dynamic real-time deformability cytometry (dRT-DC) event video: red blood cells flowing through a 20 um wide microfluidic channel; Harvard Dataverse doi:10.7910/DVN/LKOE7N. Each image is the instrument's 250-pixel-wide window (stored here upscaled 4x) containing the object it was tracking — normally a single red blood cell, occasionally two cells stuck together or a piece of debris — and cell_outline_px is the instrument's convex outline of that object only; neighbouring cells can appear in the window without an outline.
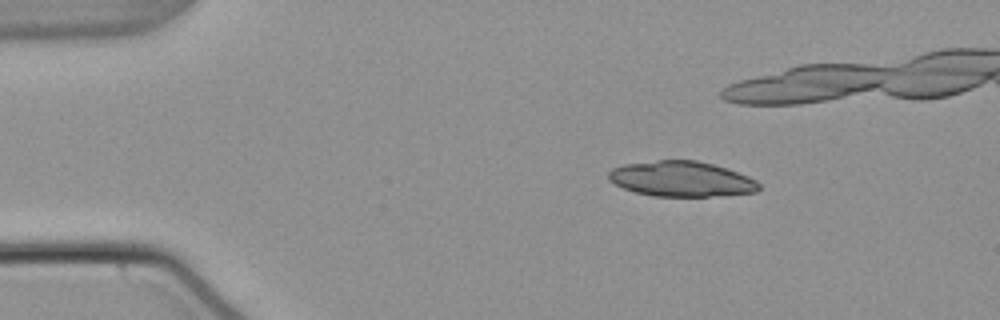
{"species": "common noctule bat (a hibernating species)", "species_latin": "Nyctalus noctula", "temperature_condition": "warm", "stored_images_in_passage": 47, "camera_frame_rate_fps": 3000, "um_per_image_px": 0.085, "animal": {"sex": "male", "body_mass_g": 21.5, "forearm_length_mm": 52.0}, "frame": {"image": 1, "passage_image": 2, "time_ms": 0.333, "image_size_px": [1000, 320], "cell_outline_px": [[760, 188], [756, 192], [708, 196], [652, 196], [636, 192], [624, 188], [608, 180], [608, 172], [612, 168], [624, 164], [656, 160], [696, 160], [728, 168], [748, 176], [756, 180], [760, 184]], "centroid_in_image_um": [57.91, 15.2], "position_along_channel_um": 27.1, "area_um2": 30.92}}